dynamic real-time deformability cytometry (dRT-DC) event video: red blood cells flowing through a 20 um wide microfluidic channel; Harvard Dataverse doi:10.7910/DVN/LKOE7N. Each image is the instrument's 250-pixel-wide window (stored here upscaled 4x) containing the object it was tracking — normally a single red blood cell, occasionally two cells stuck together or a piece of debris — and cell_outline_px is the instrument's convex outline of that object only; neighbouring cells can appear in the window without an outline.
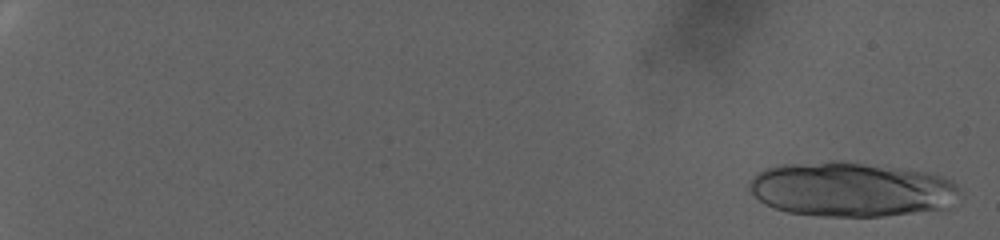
{"species": "human", "species_latin": "Homo sapiens", "temperature_condition": "warm", "stored_images_in_passage": 40, "camera_frame_rate_fps": 3000, "um_per_image_px": 0.085, "donor": {"sex": "female"}, "frame": {"image": 1, "passage_image": 3, "time_ms": 0.667, "image_size_px": [1000, 240], "cell_outline_px": [[956, 192], [948, 208], [884, 216], [816, 216], [788, 212], [764, 204], [748, 188], [748, 184], [760, 172], [768, 168], [780, 164], [832, 160], [840, 160], [900, 168], [928, 172], [944, 176], [952, 180], [956, 184]], "centroid_in_image_um": [72.33, 16.08], "position_along_channel_um": 12.7, "area_um2": 66.82}}
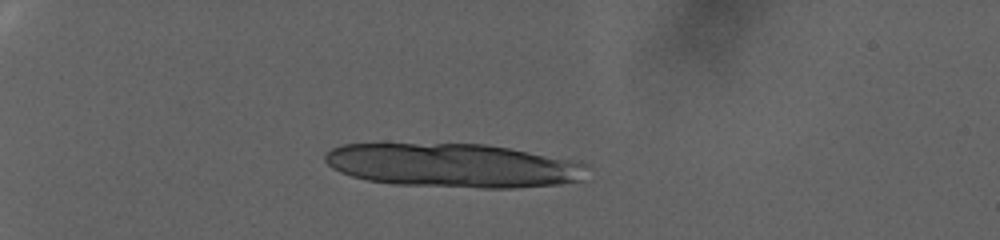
{"frame": {"image": 2, "passage_image": 29, "time_ms": 9.333, "image_size_px": [1000, 240], "cell_outline_px": [[588, 164], [584, 180], [560, 184], [512, 188], [480, 188], [392, 184], [368, 180], [352, 176], [340, 172], [332, 168], [324, 160], [324, 156], [332, 148], [344, 144], [484, 144], [508, 148]], "centroid_in_image_um": [38.5, 14.08], "position_along_channel_um": 46.5, "area_um2": 66.7}}